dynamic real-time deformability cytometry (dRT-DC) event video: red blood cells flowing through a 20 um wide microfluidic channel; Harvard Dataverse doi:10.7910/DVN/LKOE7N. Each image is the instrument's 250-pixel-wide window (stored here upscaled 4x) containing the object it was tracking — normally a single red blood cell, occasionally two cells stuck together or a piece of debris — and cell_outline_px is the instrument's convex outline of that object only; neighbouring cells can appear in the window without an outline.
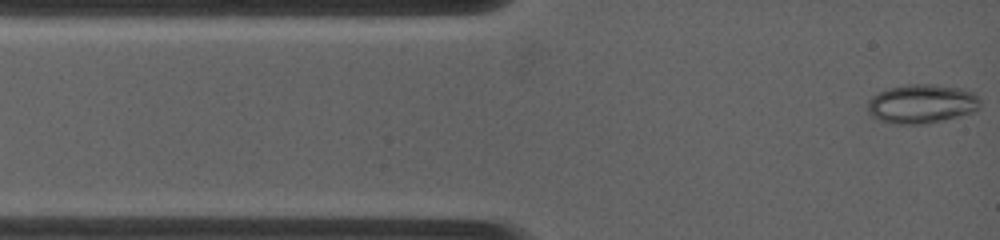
{"species": "common noctule bat (a hibernating species)", "species_latin": "Nyctalus noctula", "temperature_condition": "warm", "stored_images_in_passage": 27, "camera_frame_rate_fps": 4500, "um_per_image_px": 0.085, "animal": {"sex": "female", "body_mass_g": 19.0, "forearm_length_mm": 53.3}, "frame": {"image": 1, "passage_image": 1, "time_ms": 0.0, "image_size_px": [1000, 240], "cell_outline_px": [[980, 108], [976, 112], [928, 124], [896, 124], [880, 120], [872, 116], [868, 112], [868, 100], [872, 96], [888, 88], [904, 84], [936, 84], [964, 88], [972, 92], [980, 100]], "centroid_in_image_um": [78.38, 8.82], "position_along_channel_um": 6.6, "area_um2": 26.01}}
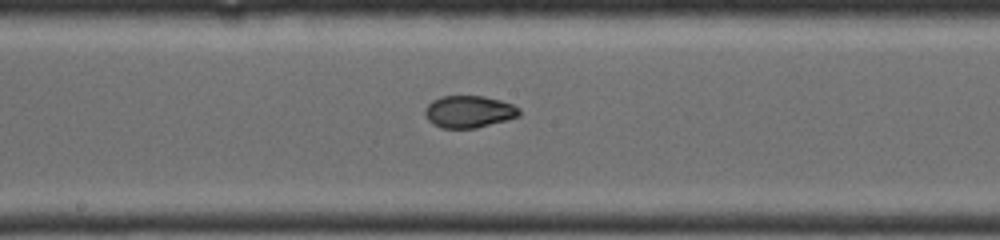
{"frame": {"image": 2, "passage_image": 18, "time_ms": 6.222, "image_size_px": [1000, 240], "cell_outline_px": [[520, 116], [476, 128], [440, 128], [432, 124], [424, 116], [424, 108], [432, 100], [440, 96], [484, 96], [500, 100], [512, 104], [520, 108]], "centroid_in_image_um": [39.82, 9.49], "position_along_channel_um": 208.4, "area_um2": 17.8}}
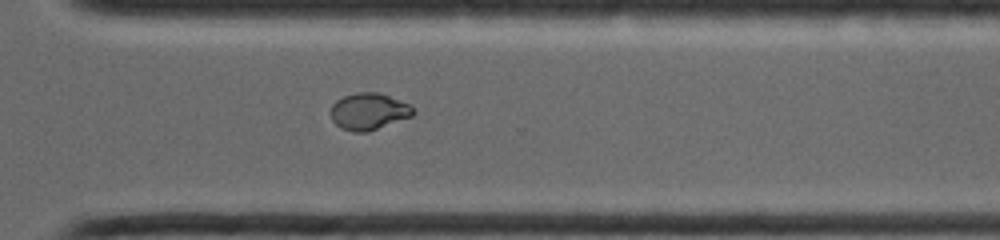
{"frame": {"image": 3, "passage_image": 27, "time_ms": 9.556, "image_size_px": [1000, 240], "cell_outline_px": [[416, 112], [412, 116], [368, 132], [352, 132], [340, 128], [332, 120], [328, 112], [332, 104], [336, 100], [344, 96], [356, 92], [380, 92], [408, 104]], "centroid_in_image_um": [31.29, 9.47], "position_along_channel_um": 339.3, "area_um2": 17.86}}